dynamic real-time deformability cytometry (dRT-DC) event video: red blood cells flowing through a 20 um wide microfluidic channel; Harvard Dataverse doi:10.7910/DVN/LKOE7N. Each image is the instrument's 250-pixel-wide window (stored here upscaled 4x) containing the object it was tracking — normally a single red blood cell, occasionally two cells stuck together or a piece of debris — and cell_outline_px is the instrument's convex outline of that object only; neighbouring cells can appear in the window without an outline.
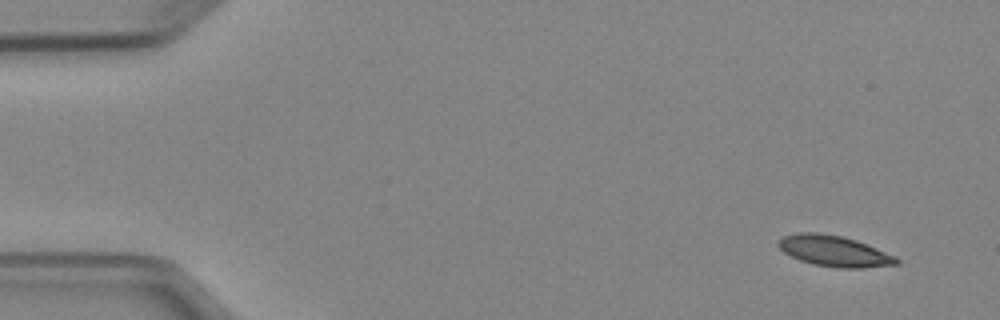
{"species": "Egyptian fruit bat (a non-hibernating species)", "species_latin": "Rousettus aegyptiacus", "temperature_condition": "cold", "stored_images_in_passage": 4, "camera_frame_rate_fps": 3000, "um_per_image_px": 0.085, "animal": {"sex": "female"}, "frame": {"image": 1, "passage_image": 1, "time_ms": 0.0, "image_size_px": [1000, 320], "cell_outline_px": [[900, 264], [864, 268], [840, 268], [816, 264], [800, 260], [784, 252], [776, 244], [776, 240], [784, 236], [800, 232], [816, 232], [844, 236], [856, 240], [896, 256], [900, 260]], "centroid_in_image_um": [70.92, 21.33], "position_along_channel_um": 14.1, "area_um2": 21.27}}
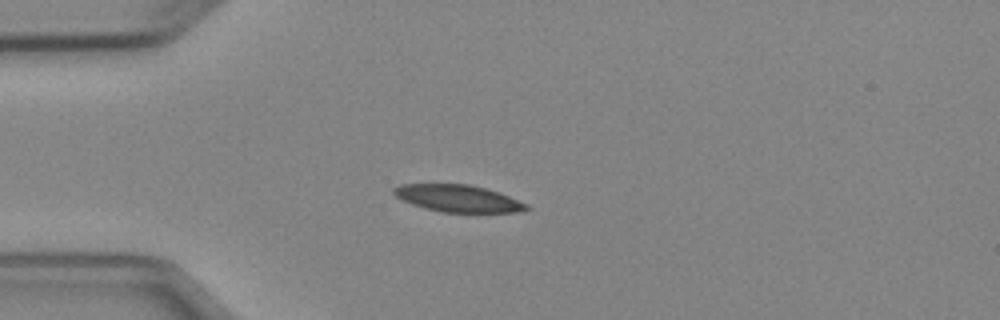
{"frame": {"image": 2, "passage_image": 4, "time_ms": 3.333, "image_size_px": [1000, 320], "cell_outline_px": [[532, 208], [516, 212], [440, 212], [424, 208], [412, 204], [396, 196], [392, 192], [392, 188], [400, 184], [468, 184], [500, 192], [528, 204]], "centroid_in_image_um": [38.94, 16.86], "position_along_channel_um": 46.1, "area_um2": 20.92}}